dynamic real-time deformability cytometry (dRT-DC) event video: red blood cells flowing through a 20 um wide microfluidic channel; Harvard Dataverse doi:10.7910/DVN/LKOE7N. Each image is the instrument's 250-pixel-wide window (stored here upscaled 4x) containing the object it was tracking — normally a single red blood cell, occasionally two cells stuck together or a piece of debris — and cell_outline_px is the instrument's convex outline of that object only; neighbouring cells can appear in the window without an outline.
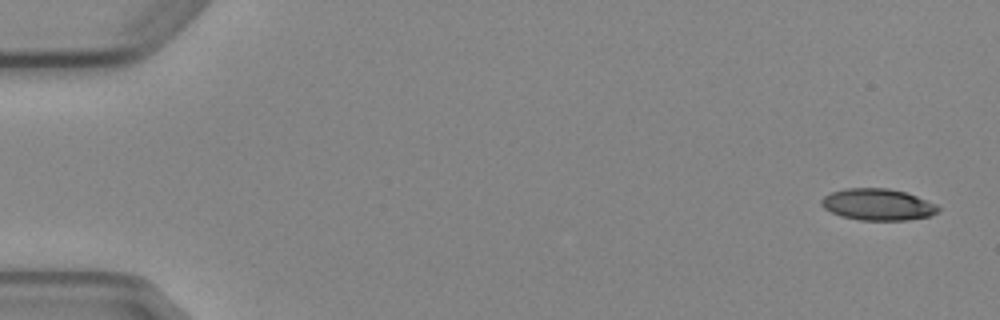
{"species": "Egyptian fruit bat (a non-hibernating species)", "species_latin": "Rousettus aegyptiacus", "temperature_condition": "cold", "stored_images_in_passage": 4, "camera_frame_rate_fps": 3000, "um_per_image_px": 0.085, "animal": {"sex": "female"}, "frame": {"image": 1, "passage_image": 1, "time_ms": 0.0, "image_size_px": [1000, 320], "cell_outline_px": [[940, 212], [932, 216], [908, 220], [860, 220], [840, 216], [824, 208], [820, 204], [820, 200], [824, 196], [832, 192], [844, 188], [888, 188], [904, 192], [916, 196], [936, 204], [940, 208]], "centroid_in_image_um": [74.62, 17.39], "position_along_channel_um": 10.4, "area_um2": 21.62}}
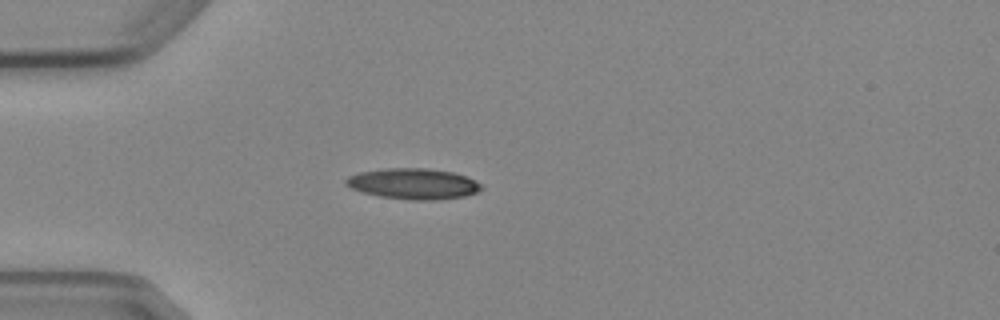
{"frame": {"image": 2, "passage_image": 4, "time_ms": 4.333, "image_size_px": [1000, 320], "cell_outline_px": [[484, 188], [476, 192], [464, 196], [436, 200], [412, 200], [380, 196], [364, 192], [352, 188], [344, 184], [344, 180], [348, 176], [360, 172], [388, 168], [428, 168], [452, 172], [464, 176], [480, 184]], "centroid_in_image_um": [35.11, 15.62], "position_along_channel_um": 49.9, "area_um2": 24.04}}